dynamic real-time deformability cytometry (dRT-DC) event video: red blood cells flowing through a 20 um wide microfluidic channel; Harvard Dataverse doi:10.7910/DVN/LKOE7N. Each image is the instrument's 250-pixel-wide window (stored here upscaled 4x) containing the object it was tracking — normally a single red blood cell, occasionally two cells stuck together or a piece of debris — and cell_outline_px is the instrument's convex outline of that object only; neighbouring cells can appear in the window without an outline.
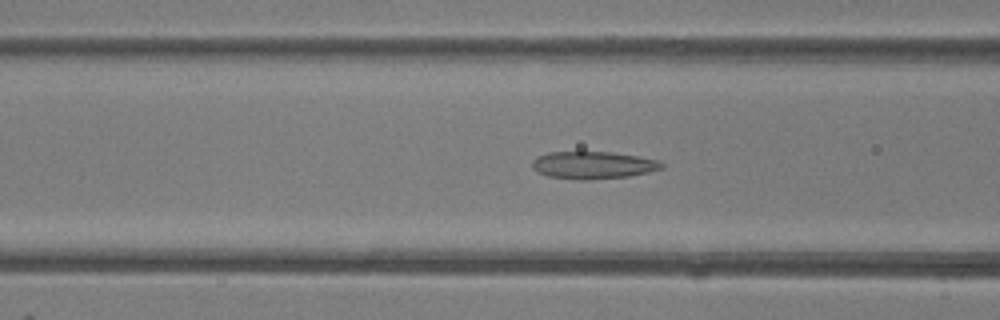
{"species": "common noctule bat (a hibernating species)", "species_latin": "Nyctalus noctula", "temperature_condition": "room temperature", "stored_images_in_passage": 42, "camera_frame_rate_fps": 3000, "um_per_image_px": 0.085, "animal": {"sex": "female"}, "frame": {"image": 1, "passage_image": 13, "time_ms": 4.0, "image_size_px": [1000, 320], "cell_outline_px": [[664, 168], [648, 172], [628, 176], [588, 180], [576, 180], [548, 176], [536, 172], [532, 168], [532, 160], [536, 156], [548, 152], [612, 152], [660, 160], [664, 164]], "centroid_in_image_um": [50.38, 14.04], "position_along_channel_um": 116.2, "area_um2": 20.87}}
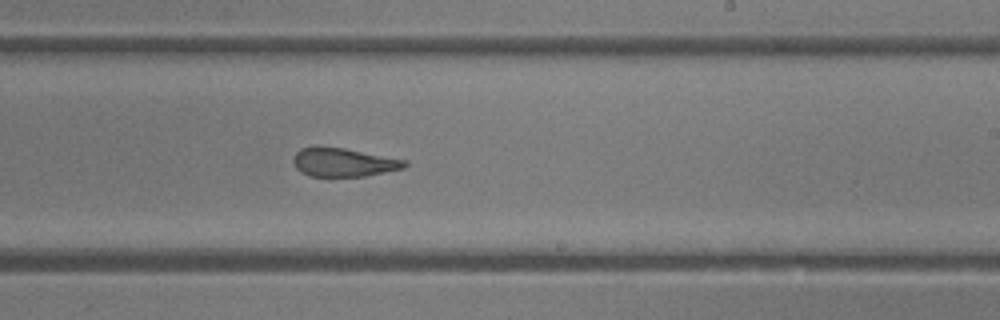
{"frame": {"image": 2, "passage_image": 23, "time_ms": 7.333, "image_size_px": [1000, 320], "cell_outline_px": [[408, 164], [404, 168], [364, 176], [308, 176], [300, 172], [296, 168], [292, 160], [292, 156], [300, 148], [316, 144], [344, 148], [408, 160]], "centroid_in_image_um": [29.14, 13.77], "position_along_channel_um": 259.9, "area_um2": 19.02}}
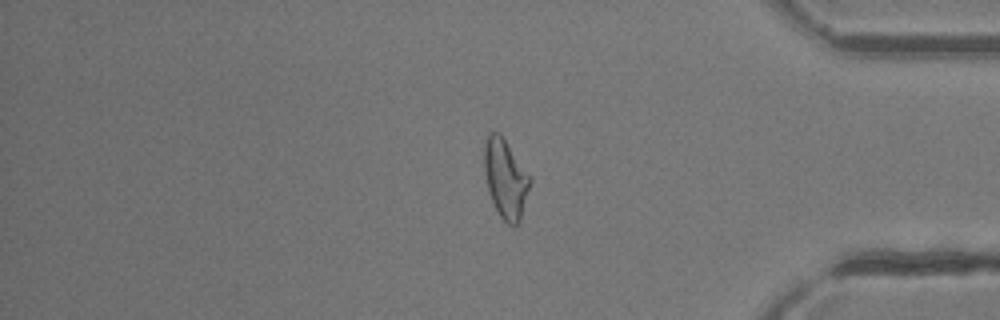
{"frame": {"image": 3, "passage_image": 34, "time_ms": 11.0, "image_size_px": [1000, 320], "cell_outline_px": [[532, 180], [520, 220], [512, 228], [496, 212], [488, 188], [484, 172], [484, 140], [488, 132], [500, 132]], "centroid_in_image_um": [42.95, 15.18], "position_along_channel_um": 392.3, "area_um2": 21.04}, "authors_computed_cell_mechanics": {"area_um2": 21.0392, "velocity_mm_per_s": 4.3057, "shape_relaxation_time_tau1_ms": null, "shape_relaxation_time_tau2_ms": 1.7052, "deformation_change_tau1": null, "deformation_change_tau2": 0.0923}}